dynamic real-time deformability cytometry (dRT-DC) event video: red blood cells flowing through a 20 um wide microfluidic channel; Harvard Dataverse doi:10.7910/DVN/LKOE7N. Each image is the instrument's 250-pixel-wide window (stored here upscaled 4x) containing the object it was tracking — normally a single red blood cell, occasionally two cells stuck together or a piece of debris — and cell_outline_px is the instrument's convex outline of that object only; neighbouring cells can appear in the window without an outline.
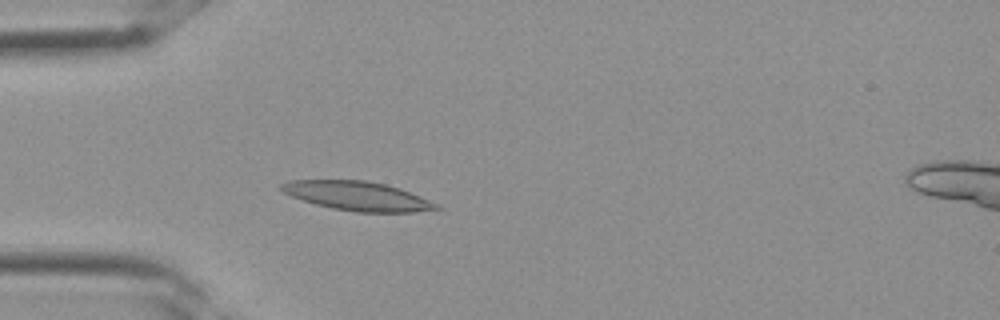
{"species": "Egyptian fruit bat (a non-hibernating species)", "species_latin": "Rousettus aegyptiacus", "temperature_condition": "room temperature", "stored_images_in_passage": 34, "camera_frame_rate_fps": 3000, "um_per_image_px": 0.085, "frame": {"image": 1, "passage_image": 9, "time_ms": 2.667, "image_size_px": [1000, 320], "cell_outline_px": [[444, 208], [412, 212], [356, 212], [332, 208], [316, 204], [292, 196], [284, 192], [280, 188], [280, 184], [288, 180], [368, 180], [400, 188], [440, 204]], "centroid_in_image_um": [30.42, 16.66], "position_along_channel_um": 54.6, "area_um2": 26.24}}
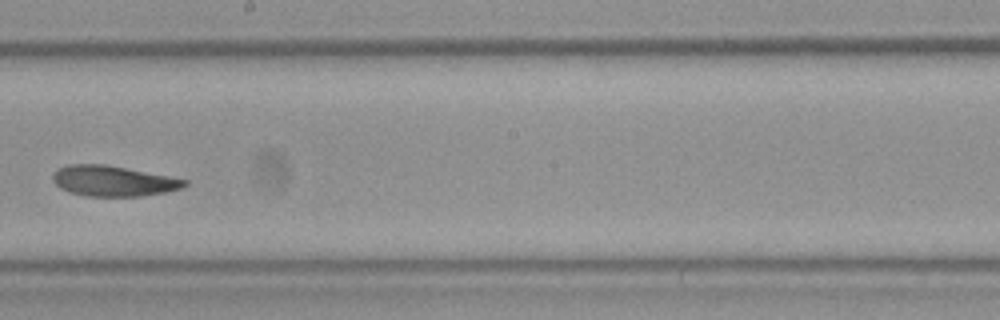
{"frame": {"image": 2, "passage_image": 19, "time_ms": 6.0, "image_size_px": [1000, 320], "cell_outline_px": [[188, 184], [180, 188], [164, 192], [140, 196], [88, 196], [72, 192], [60, 188], [52, 180], [52, 176], [56, 168], [68, 164], [108, 164], [188, 180]], "centroid_in_image_um": [9.59, 15.36], "position_along_channel_um": 238.6, "area_um2": 23.35}}
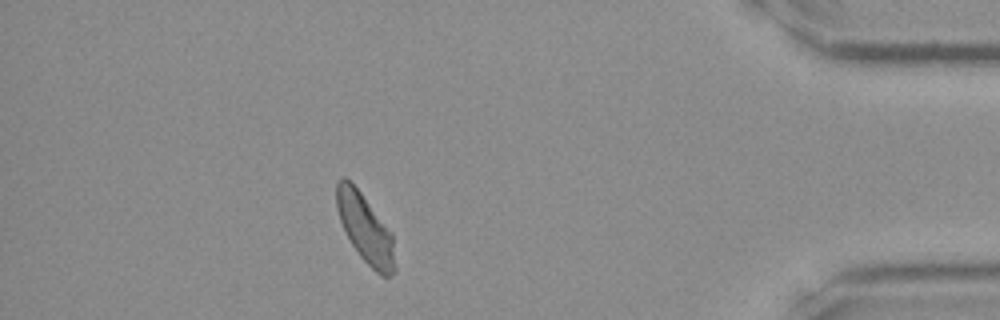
{"frame": {"image": 3, "passage_image": 30, "time_ms": 9.667, "image_size_px": [1000, 320], "cell_outline_px": [[396, 272], [388, 276], [380, 276], [360, 256], [352, 244], [340, 220], [336, 208], [336, 180], [344, 176], [360, 192], [392, 232], [396, 268]], "centroid_in_image_um": [31.06, 19.44], "position_along_channel_um": 404.1, "area_um2": 23.18}}